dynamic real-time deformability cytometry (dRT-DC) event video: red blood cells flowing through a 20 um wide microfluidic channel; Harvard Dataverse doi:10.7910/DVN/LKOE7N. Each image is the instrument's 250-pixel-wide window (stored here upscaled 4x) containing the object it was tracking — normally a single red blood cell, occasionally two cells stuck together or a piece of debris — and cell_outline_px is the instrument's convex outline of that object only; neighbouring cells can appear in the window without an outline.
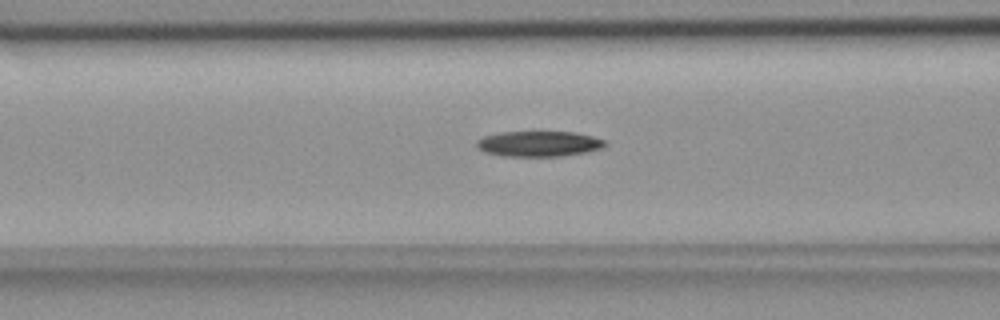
{"species": "common noctule bat (a hibernating species)", "species_latin": "Nyctalus noctula", "temperature_condition": "room temperature", "stored_images_in_passage": 46, "camera_frame_rate_fps": 3000, "um_per_image_px": 0.085, "animal": {"sex": "female", "body_mass_g": 18.4}, "frame": {"image": 1, "passage_image": 13, "time_ms": 4.0, "image_size_px": [1000, 320], "cell_outline_px": [[608, 144], [600, 148], [584, 152], [560, 156], [500, 156], [484, 152], [476, 148], [476, 140], [484, 136], [500, 132], [576, 132], [592, 136], [604, 140]], "centroid_in_image_um": [45.74, 12.22], "position_along_channel_um": 120.9, "area_um2": 19.07}}
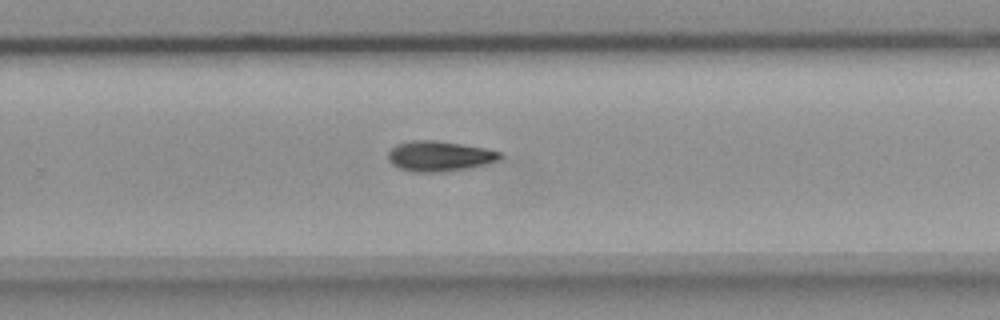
{"frame": {"image": 2, "passage_image": 27, "time_ms": 8.667, "image_size_px": [1000, 320], "cell_outline_px": [[504, 156], [500, 160], [488, 164], [472, 168], [444, 172], [412, 172], [400, 168], [392, 164], [388, 160], [388, 152], [396, 144], [412, 140], [436, 140], [484, 148], [500, 152]], "centroid_in_image_um": [37.37, 13.28], "position_along_channel_um": 292.4, "area_um2": 20.0}}
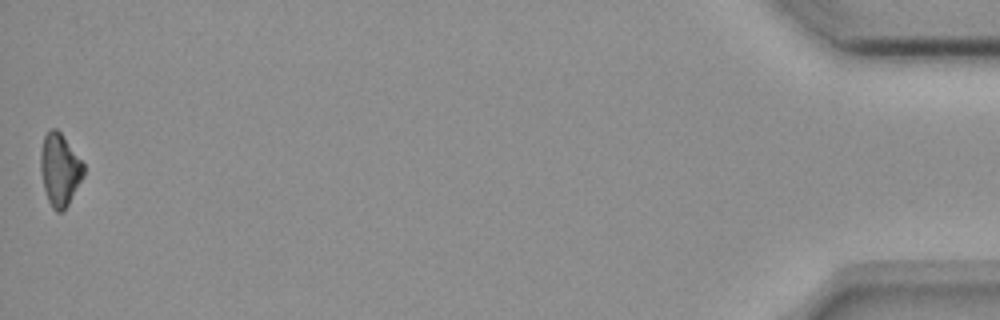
{"frame": {"image": 3, "passage_image": 46, "time_ms": 15.0, "image_size_px": [1000, 320], "cell_outline_px": [[84, 176], [64, 212], [56, 212], [52, 208], [48, 200], [44, 188], [40, 172], [40, 152], [44, 136], [52, 128], [56, 128], [60, 132], [84, 164]], "centroid_in_image_um": [5.07, 14.45], "position_along_channel_um": 430.1, "area_um2": 18.15}, "authors_computed_cell_mechanics": {"area_um2": 19.0162, "velocity_mm_per_s": 3.6866, "shape_relaxation_time_tau1_ms": 10.9048, "shape_relaxation_time_tau2_ms": null, "deformation_change_tau1": 0.2101, "deformation_change_tau2": null}}